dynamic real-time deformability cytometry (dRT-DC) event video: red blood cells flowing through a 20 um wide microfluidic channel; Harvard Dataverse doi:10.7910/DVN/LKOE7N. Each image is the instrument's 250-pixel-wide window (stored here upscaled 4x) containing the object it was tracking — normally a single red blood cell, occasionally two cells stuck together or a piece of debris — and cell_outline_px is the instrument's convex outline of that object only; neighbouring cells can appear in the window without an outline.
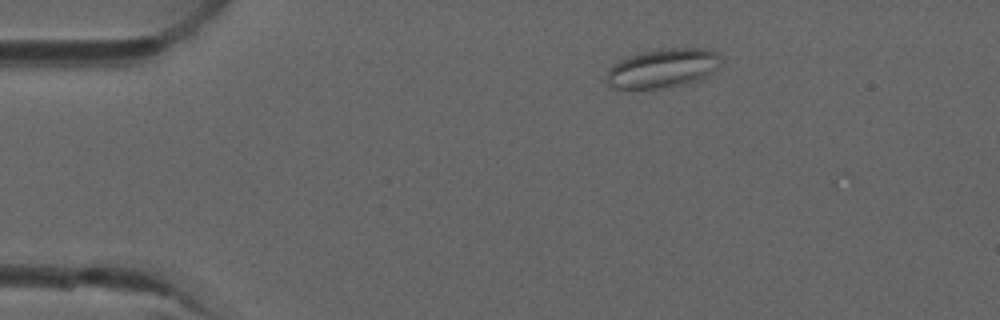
{"species": "common noctule bat (a hibernating species)", "species_latin": "Nyctalus noctula", "temperature_condition": "room temperature", "stored_images_in_passage": 4, "camera_frame_rate_fps": 3000, "um_per_image_px": 0.085, "animal": {"sex": "male", "forearm_length_mm": 52.5}, "frame": {"image": 1, "passage_image": 4, "time_ms": 1.0, "image_size_px": [1000, 320], "cell_outline_px": [[720, 64], [712, 72], [696, 80], [672, 88], [616, 88], [608, 84], [608, 68], [612, 64], [628, 56], [640, 52], [660, 48], [704, 48], [716, 52], [720, 56]], "centroid_in_image_um": [56.33, 5.78], "position_along_channel_um": 28.7, "area_um2": 25.95}}